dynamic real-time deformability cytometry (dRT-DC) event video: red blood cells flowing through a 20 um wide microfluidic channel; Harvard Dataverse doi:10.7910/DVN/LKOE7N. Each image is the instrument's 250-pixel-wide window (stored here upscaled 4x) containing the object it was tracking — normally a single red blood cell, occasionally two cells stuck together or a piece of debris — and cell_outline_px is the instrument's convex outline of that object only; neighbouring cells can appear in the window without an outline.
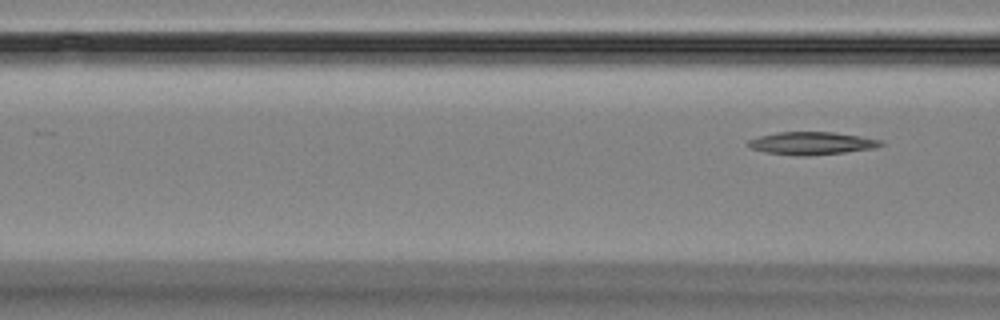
{"species": "Egyptian fruit bat (a non-hibernating species)", "species_latin": "Rousettus aegyptiacus", "temperature_condition": "room temperature", "stored_images_in_passage": 7, "camera_frame_rate_fps": 3000, "um_per_image_px": 0.085, "animal": {"sex": "female"}, "frame": {"image": 1, "passage_image": 7, "time_ms": 7.0, "image_size_px": [1000, 320], "cell_outline_px": [[884, 144], [876, 148], [844, 152], [808, 156], [800, 156], [764, 152], [752, 148], [748, 144], [748, 140], [760, 136], [776, 132], [832, 132], [860, 136], [884, 140]], "centroid_in_image_um": [69.03, 12.18], "position_along_channel_um": 97.6, "area_um2": 17.57}}